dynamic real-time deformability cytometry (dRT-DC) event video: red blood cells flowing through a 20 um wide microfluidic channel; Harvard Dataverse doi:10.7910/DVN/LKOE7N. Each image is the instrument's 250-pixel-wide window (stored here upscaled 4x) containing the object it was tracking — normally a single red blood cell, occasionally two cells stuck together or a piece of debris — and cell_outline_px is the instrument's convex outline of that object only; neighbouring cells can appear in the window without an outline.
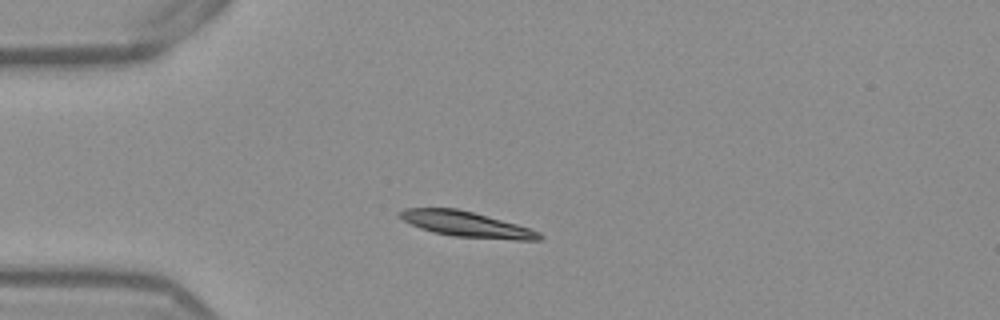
{"species": "Egyptian fruit bat (a non-hibernating species)", "species_latin": "Rousettus aegyptiacus", "temperature_condition": "warm", "stored_images_in_passage": 40, "camera_frame_rate_fps": 3000, "um_per_image_px": 0.085, "frame": {"image": 1, "passage_image": 1, "time_ms": 0.0, "image_size_px": [1000, 320], "cell_outline_px": [[544, 236], [540, 240], [516, 240], [452, 236], [432, 232], [420, 228], [404, 220], [396, 212], [404, 208], [456, 208], [472, 212], [516, 224], [540, 232]], "centroid_in_image_um": [39.63, 19.06], "position_along_channel_um": 45.4, "area_um2": 20.52}}
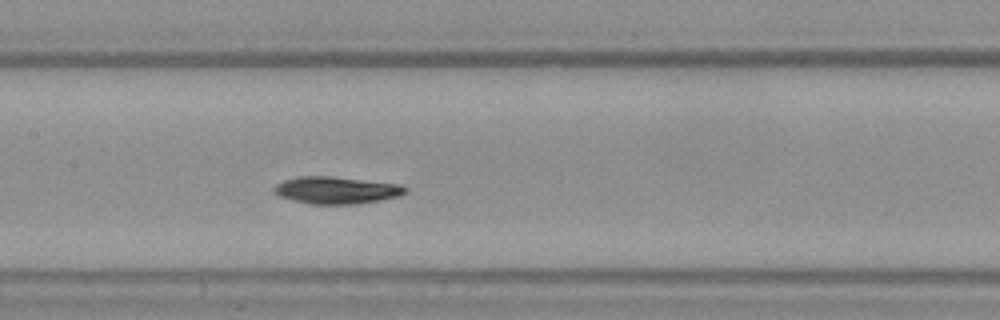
{"frame": {"image": 2, "passage_image": 13, "time_ms": 4.0, "image_size_px": [1000, 320], "cell_outline_px": [[408, 192], [400, 196], [360, 204], [312, 204], [292, 200], [280, 196], [272, 192], [272, 188], [276, 184], [284, 180], [300, 176], [332, 176], [404, 184], [408, 188]], "centroid_in_image_um": [28.64, 16.16], "position_along_channel_um": 178.8, "area_um2": 21.15}}
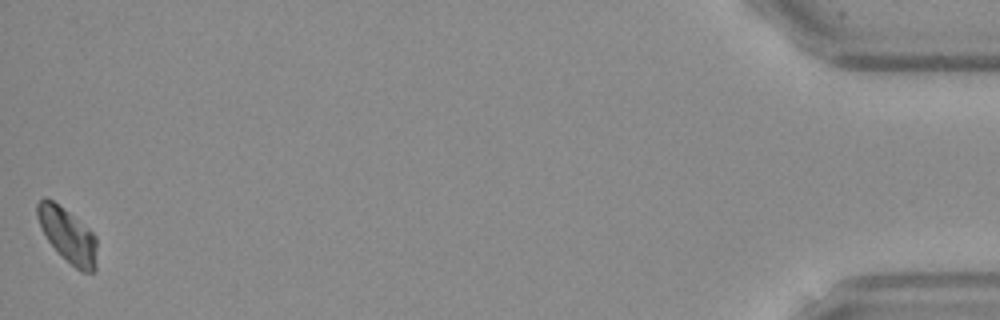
{"frame": {"image": 3, "passage_image": 40, "time_ms": 13.0, "image_size_px": [1000, 320], "cell_outline_px": [[96, 272], [80, 272], [48, 240], [36, 216], [36, 204], [44, 196], [52, 200], [68, 212], [88, 228], [96, 236]], "centroid_in_image_um": [5.77, 19.98], "position_along_channel_um": 429.4, "area_um2": 18.38}, "authors_computed_cell_mechanics": {"area_um2": 20.0566, "velocity_mm_per_s": 3.832, "shape_relaxation_time_tau1_ms": 3.9597, "shape_relaxation_time_tau2_ms": null, "deformation_change_tau1": 0.1399, "deformation_change_tau2": null}}